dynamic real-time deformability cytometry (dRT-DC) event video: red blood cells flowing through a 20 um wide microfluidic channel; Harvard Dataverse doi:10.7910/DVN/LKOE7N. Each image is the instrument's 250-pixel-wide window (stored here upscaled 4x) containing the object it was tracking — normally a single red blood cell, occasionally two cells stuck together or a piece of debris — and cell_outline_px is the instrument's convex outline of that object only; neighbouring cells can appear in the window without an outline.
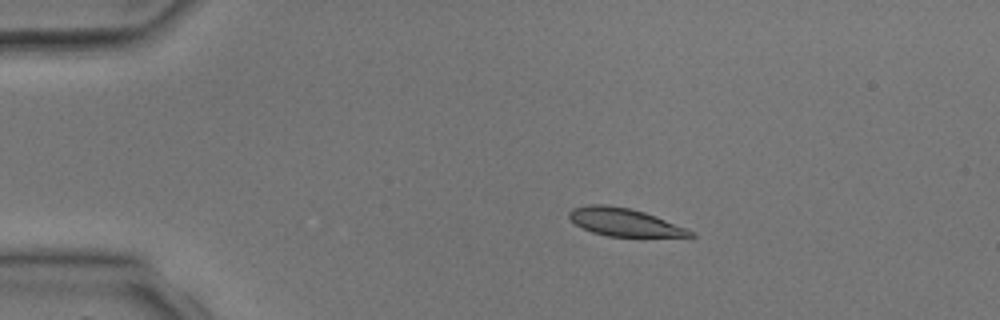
{"species": "common noctule bat (a hibernating species)", "species_latin": "Nyctalus noctula", "temperature_condition": "room temperature", "stored_images_in_passage": 2, "camera_frame_rate_fps": 3000, "um_per_image_px": 0.085, "animal": {"sex": "male", "body_mass_g": 17.9, "forearm_length_mm": 54.2}, "frame": {"image": 1, "passage_image": 1, "time_ms": 0.0, "image_size_px": [1000, 320], "cell_outline_px": [[696, 236], [608, 236], [592, 232], [576, 224], [568, 216], [568, 212], [572, 208], [588, 204], [604, 204], [628, 208], [644, 212], [656, 216], [688, 228], [696, 232]], "centroid_in_image_um": [53.08, 18.87], "position_along_channel_um": 31.9, "area_um2": 19.54}}